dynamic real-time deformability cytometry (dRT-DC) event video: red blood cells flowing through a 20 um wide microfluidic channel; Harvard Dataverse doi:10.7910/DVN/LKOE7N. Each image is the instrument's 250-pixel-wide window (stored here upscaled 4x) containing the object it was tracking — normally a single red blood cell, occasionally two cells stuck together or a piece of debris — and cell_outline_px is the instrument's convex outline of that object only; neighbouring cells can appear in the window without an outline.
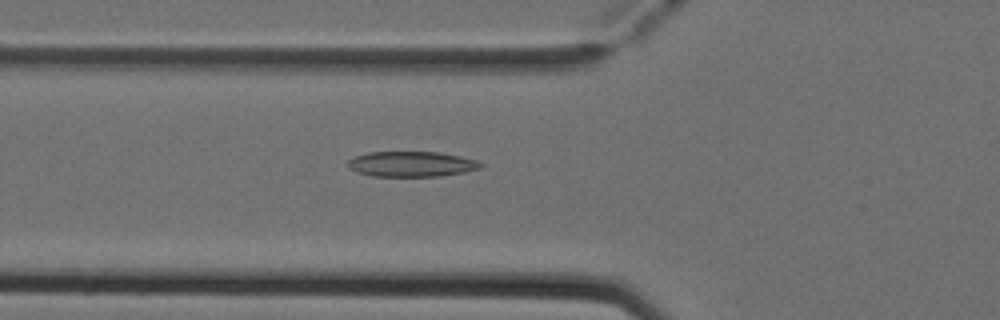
{"species": "Egyptian fruit bat (a non-hibernating species)", "species_latin": "Rousettus aegyptiacus", "temperature_condition": "cold", "stored_images_in_passage": 52, "camera_frame_rate_fps": 3000, "um_per_image_px": 0.085, "animal": {"sex": "female"}, "frame": {"image": 1, "passage_image": 19, "time_ms": 6.0, "image_size_px": [1000, 320], "cell_outline_px": [[484, 164], [480, 168], [464, 172], [440, 176], [372, 176], [356, 172], [348, 168], [348, 160], [356, 156], [368, 152], [436, 152], [460, 156], [476, 160]], "centroid_in_image_um": [34.96, 13.95], "position_along_channel_um": 90.8, "area_um2": 19.54}}
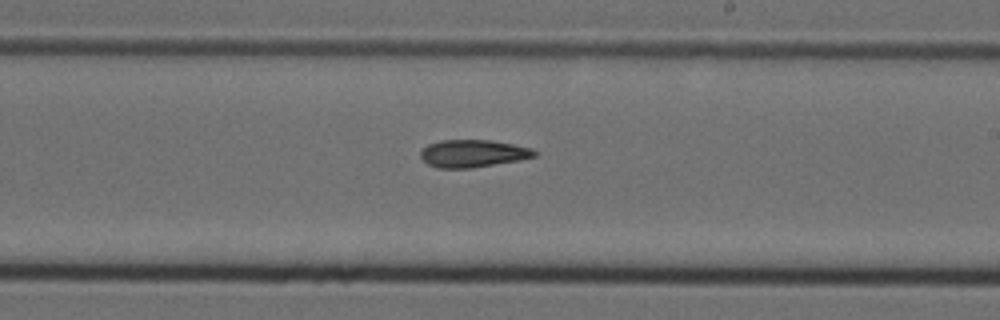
{"frame": {"image": 2, "passage_image": 31, "time_ms": 10.0, "image_size_px": [1000, 320], "cell_outline_px": [[536, 156], [520, 160], [472, 168], [436, 168], [428, 164], [420, 156], [420, 152], [428, 144], [440, 140], [492, 140], [532, 148], [536, 152]], "centroid_in_image_um": [40.19, 13.05], "position_along_channel_um": 248.8, "area_um2": 18.26}}
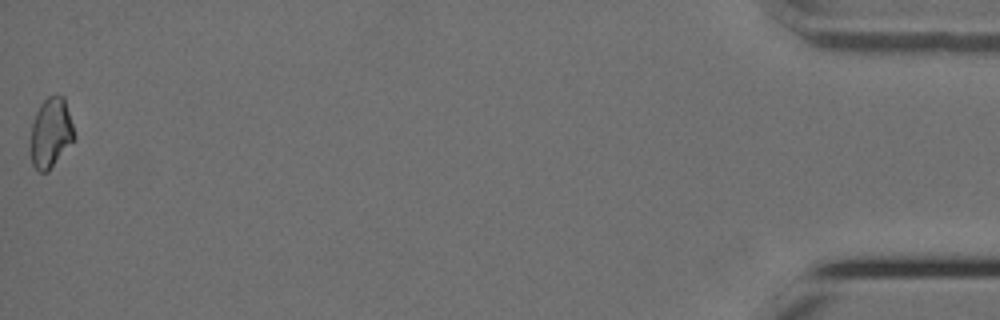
{"frame": {"image": 3, "passage_image": 52, "time_ms": 17.0, "image_size_px": [1000, 320], "cell_outline_px": [[76, 136], [48, 172], [40, 172], [32, 164], [32, 124], [36, 112], [40, 104], [48, 96], [64, 96]], "centroid_in_image_um": [4.34, 11.27], "position_along_channel_um": 430.9, "area_um2": 17.34}, "authors_computed_cell_mechanics": {"area_um2": 18.5249, "velocity_mm_per_s": 3.9386, "shape_relaxation_time_tau1_ms": 10.2845, "shape_relaxation_time_tau2_ms": 7.0242, "deformation_change_tau1": 0.1793, "deformation_change_tau2": 0.157}}